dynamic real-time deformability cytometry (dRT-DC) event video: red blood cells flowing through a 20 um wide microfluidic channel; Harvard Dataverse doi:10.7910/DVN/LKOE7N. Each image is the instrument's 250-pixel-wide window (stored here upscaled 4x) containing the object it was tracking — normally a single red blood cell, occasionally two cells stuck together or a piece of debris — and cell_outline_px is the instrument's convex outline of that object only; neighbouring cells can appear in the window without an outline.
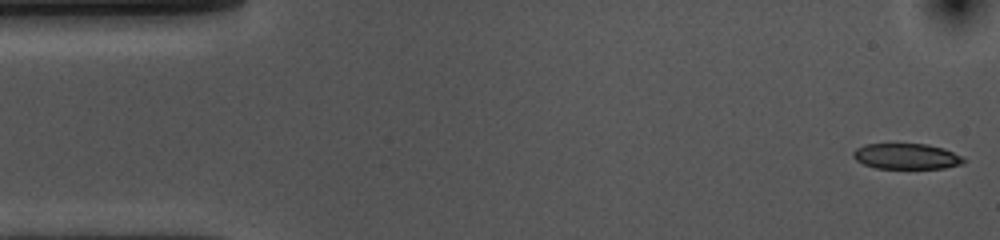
{"species": "common noctule bat (a hibernating species)", "species_latin": "Nyctalus noctula", "temperature_condition": "cold", "stored_images_in_passage": 53, "camera_frame_rate_fps": 3000, "um_per_image_px": 0.085, "animal": {"sex": "female", "body_mass_g": 10.0, "forearm_length_mm": 53.1}, "frame": {"image": 1, "passage_image": 1, "time_ms": 0.0, "image_size_px": [1000, 240], "cell_outline_px": [[964, 164], [944, 168], [876, 168], [864, 164], [856, 160], [852, 156], [852, 152], [856, 148], [864, 144], [928, 144], [944, 148], [964, 156]], "centroid_in_image_um": [77.07, 13.28], "position_along_channel_um": 7.9, "area_um2": 16.65}}
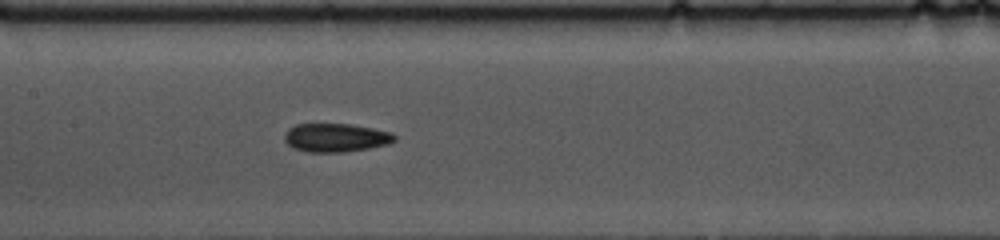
{"frame": {"image": 2, "passage_image": 24, "time_ms": 7.667, "image_size_px": [1000, 240], "cell_outline_px": [[396, 140], [388, 144], [368, 148], [344, 152], [308, 152], [292, 148], [284, 140], [284, 132], [288, 128], [296, 124], [352, 124], [392, 132], [396, 136]], "centroid_in_image_um": [28.52, 11.7], "position_along_channel_um": 178.9, "area_um2": 18.44}}
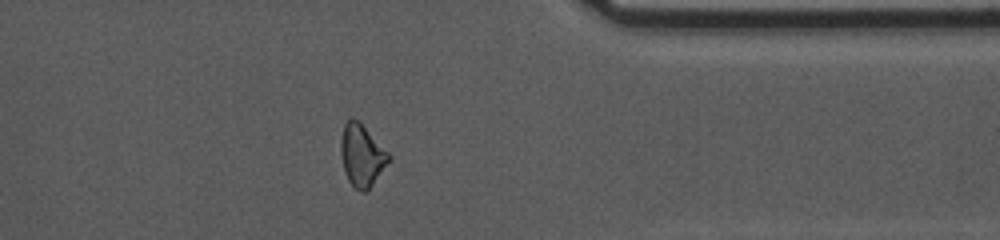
{"frame": {"image": 3, "passage_image": 42, "time_ms": 13.667, "image_size_px": [1000, 240], "cell_outline_px": [[392, 160], [372, 184], [364, 192], [360, 192], [348, 180], [344, 172], [340, 156], [340, 140], [344, 124], [352, 116], [360, 120], [392, 156]], "centroid_in_image_um": [30.76, 13.16], "position_along_channel_um": 380.6, "area_um2": 17.74}, "authors_computed_cell_mechanics": {"area_um2": 18.0336, "velocity_mm_per_s": 3.6222, "shape_relaxation_time_tau1_ms": 5.4713, "shape_relaxation_time_tau2_ms": 6.9808, "deformation_change_tau1": 0.1284, "deformation_change_tau2": 0.167}}